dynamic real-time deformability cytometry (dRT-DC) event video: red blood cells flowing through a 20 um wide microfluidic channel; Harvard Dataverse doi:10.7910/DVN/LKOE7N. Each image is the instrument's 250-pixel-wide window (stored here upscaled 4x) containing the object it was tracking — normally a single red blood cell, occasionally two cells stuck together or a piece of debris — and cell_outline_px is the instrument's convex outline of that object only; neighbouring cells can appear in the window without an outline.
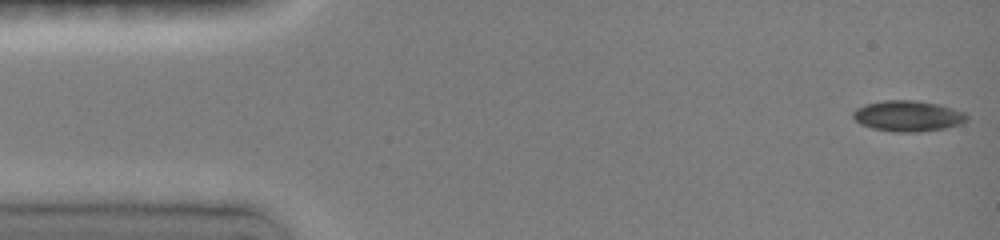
{"species": "common noctule bat (a hibernating species)", "species_latin": "Nyctalus noctula", "temperature_condition": "room temperature", "stored_images_in_passage": 16, "camera_frame_rate_fps": 3000, "um_per_image_px": 0.085, "animal": {"sex": "female", "body_mass_g": 19.0, "forearm_length_mm": 51.5}, "frame": {"image": 1, "passage_image": 1, "time_ms": 0.0, "image_size_px": [1000, 240], "cell_outline_px": [[968, 120], [960, 124], [948, 128], [920, 132], [892, 132], [872, 128], [860, 124], [852, 116], [852, 112], [856, 108], [864, 104], [884, 100], [916, 100], [940, 104], [964, 112], [968, 116]], "centroid_in_image_um": [77.18, 9.86], "position_along_channel_um": 7.8, "area_um2": 20.75}}
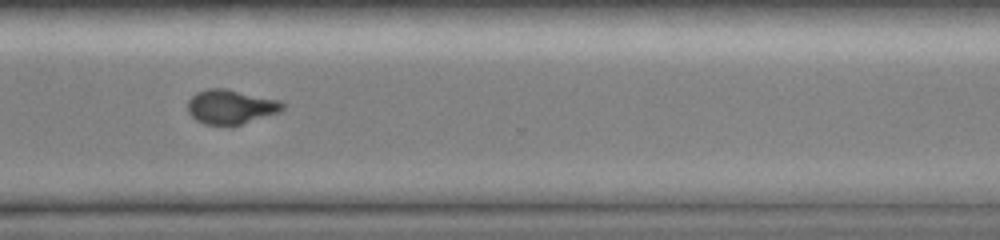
{"frame": {"image": 2, "passage_image": 12, "time_ms": 11.333, "image_size_px": [1000, 240], "cell_outline_px": [[284, 108], [280, 112], [240, 124], [204, 124], [196, 120], [188, 112], [188, 100], [196, 92], [208, 88], [224, 88], [280, 100], [284, 104]], "centroid_in_image_um": [19.61, 9.06], "position_along_channel_um": 351.0, "area_um2": 18.79}}
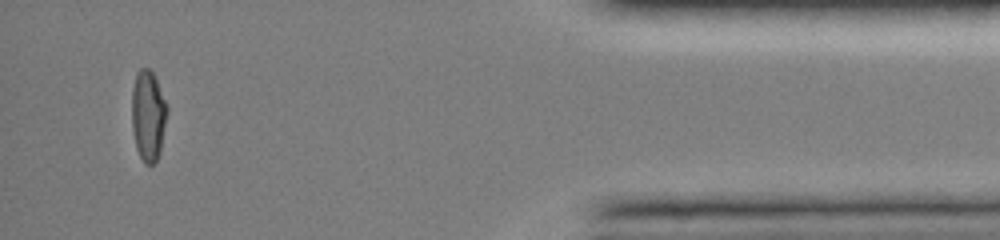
{"frame": {"image": 3, "passage_image": 15, "time_ms": 14.333, "image_size_px": [1000, 240], "cell_outline_px": [[168, 112], [160, 152], [156, 160], [152, 164], [144, 164], [136, 148], [132, 128], [132, 88], [136, 72], [140, 68], [148, 68], [152, 72], [168, 104]], "centroid_in_image_um": [12.6, 9.81], "position_along_channel_um": 422.6, "area_um2": 18.84}, "authors_computed_cell_mechanics": {"area_um2": 19.652, "velocity_mm_per_s": 4.0609, "shape_relaxation_time_tau1_ms": 9.9442, "shape_relaxation_time_tau2_ms": 1.9312, "deformation_change_tau1": 0.224, "deformation_change_tau2": 0.0546}}